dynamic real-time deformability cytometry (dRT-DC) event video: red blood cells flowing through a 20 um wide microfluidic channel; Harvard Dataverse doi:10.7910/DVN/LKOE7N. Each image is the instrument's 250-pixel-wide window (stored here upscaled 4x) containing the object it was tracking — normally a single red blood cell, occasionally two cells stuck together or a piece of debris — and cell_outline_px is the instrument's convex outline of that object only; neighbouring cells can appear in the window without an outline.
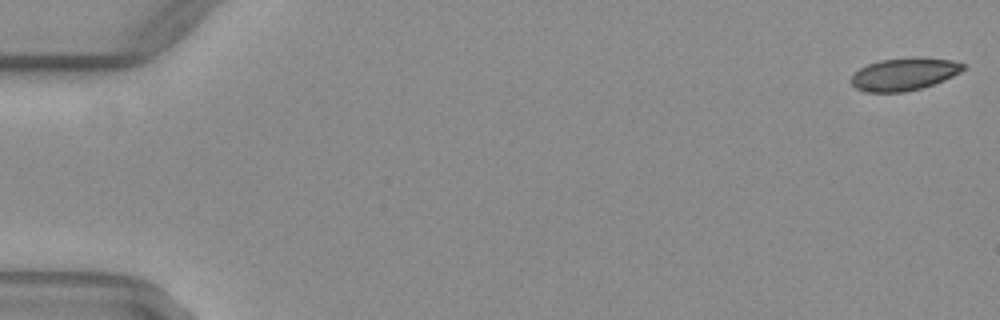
{"species": "common noctule bat (a hibernating species)", "species_latin": "Nyctalus noctula", "temperature_condition": "warm", "stored_images_in_passage": 47, "camera_frame_rate_fps": 3000, "um_per_image_px": 0.085, "animal": {"sex": "female", "body_mass_g": 29.2, "forearm_length_mm": 56.3}, "frame": {"image": 1, "passage_image": 1, "time_ms": 0.0, "image_size_px": [1000, 320], "cell_outline_px": [[968, 64], [960, 72], [944, 80], [920, 88], [904, 92], [864, 92], [856, 88], [848, 80], [860, 68], [868, 64], [880, 60], [916, 56], [952, 60]], "centroid_in_image_um": [76.85, 6.29], "position_along_channel_um": 8.1, "area_um2": 21.39}}
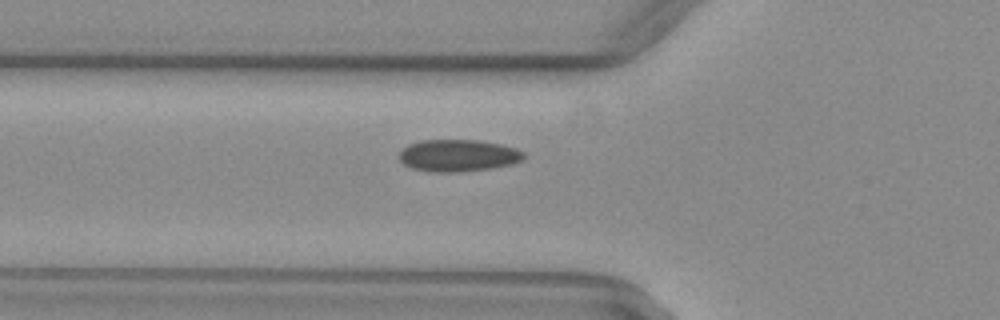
{"frame": {"image": 2, "passage_image": 19, "time_ms": 6.0, "image_size_px": [1000, 320], "cell_outline_px": [[524, 156], [520, 160], [512, 164], [492, 168], [460, 172], [428, 172], [412, 168], [404, 164], [400, 160], [400, 152], [408, 144], [420, 140], [480, 140], [500, 144], [516, 148], [524, 152]], "centroid_in_image_um": [38.93, 13.22], "position_along_channel_um": 86.9, "area_um2": 23.29}}
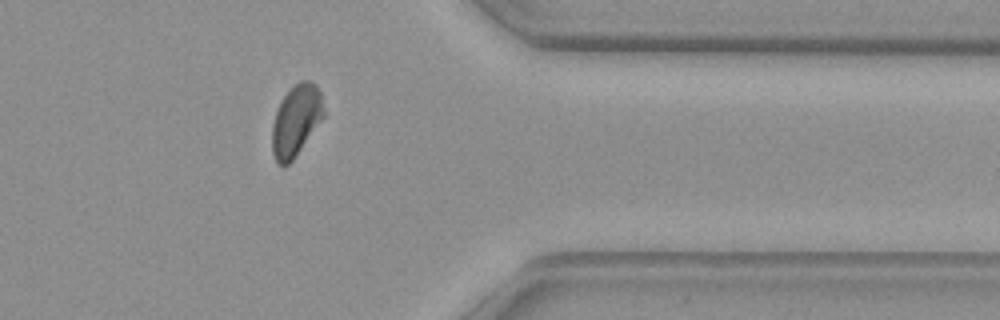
{"frame": {"image": 3, "passage_image": 42, "time_ms": 13.667, "image_size_px": [1000, 320], "cell_outline_px": [[324, 116], [292, 160], [288, 164], [280, 164], [276, 160], [272, 152], [272, 124], [276, 112], [284, 96], [300, 80], [312, 80], [316, 84], [320, 92], [324, 112]], "centroid_in_image_um": [25.16, 10.21], "position_along_channel_um": 386.2, "area_um2": 20.87}}